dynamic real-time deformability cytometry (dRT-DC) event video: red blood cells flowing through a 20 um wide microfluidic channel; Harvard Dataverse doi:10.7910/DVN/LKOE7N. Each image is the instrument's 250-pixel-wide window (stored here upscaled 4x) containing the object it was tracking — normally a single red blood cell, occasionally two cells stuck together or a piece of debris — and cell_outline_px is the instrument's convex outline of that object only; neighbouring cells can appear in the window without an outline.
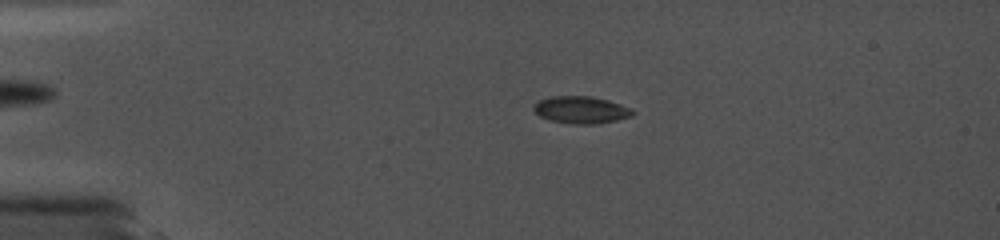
{"species": "common noctule bat (a hibernating species)", "species_latin": "Nyctalus noctula", "temperature_condition": "cold", "stored_images_in_passage": 77, "camera_frame_rate_fps": 5000, "um_per_image_px": 0.085, "animal": {"sex": "female", "body_mass_g": 19.0, "forearm_length_mm": 56.7}, "frame": {"image": 1, "passage_image": 17, "time_ms": 3.8, "image_size_px": [1000, 240], "cell_outline_px": [[636, 112], [632, 116], [616, 120], [596, 124], [572, 124], [552, 120], [540, 116], [532, 108], [540, 100], [552, 96], [592, 96], [608, 100], [632, 108]], "centroid_in_image_um": [49.44, 9.34], "position_along_channel_um": 35.6, "area_um2": 15.61}}
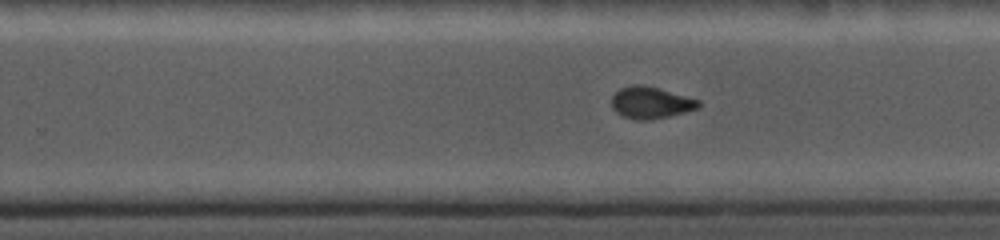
{"frame": {"image": 2, "passage_image": 50, "time_ms": 11.4, "image_size_px": [1000, 240], "cell_outline_px": [[700, 104], [696, 108], [684, 112], [668, 116], [648, 120], [640, 120], [624, 116], [616, 112], [612, 108], [612, 96], [620, 88], [632, 84], [644, 84], [660, 88], [700, 100]], "centroid_in_image_um": [55.29, 8.7], "position_along_channel_um": 274.5, "area_um2": 16.01}}
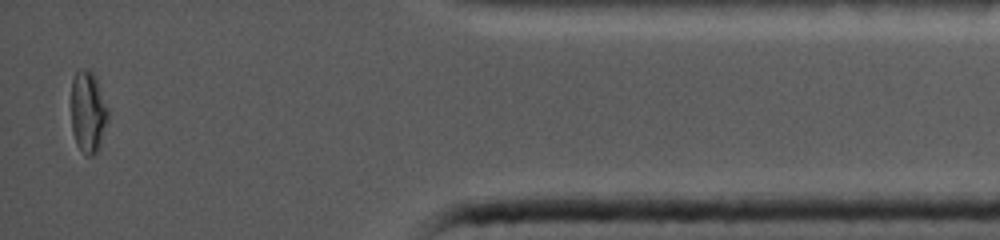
{"frame": {"image": 3, "passage_image": 75, "time_ms": 16.2, "image_size_px": [1000, 240], "cell_outline_px": [[108, 120], [100, 148], [92, 156], [84, 156], [80, 152], [76, 144], [72, 132], [72, 80], [76, 72], [80, 68], [88, 68], [96, 76], [108, 108]], "centroid_in_image_um": [7.49, 9.54], "position_along_channel_um": 427.7, "area_um2": 17.98}}